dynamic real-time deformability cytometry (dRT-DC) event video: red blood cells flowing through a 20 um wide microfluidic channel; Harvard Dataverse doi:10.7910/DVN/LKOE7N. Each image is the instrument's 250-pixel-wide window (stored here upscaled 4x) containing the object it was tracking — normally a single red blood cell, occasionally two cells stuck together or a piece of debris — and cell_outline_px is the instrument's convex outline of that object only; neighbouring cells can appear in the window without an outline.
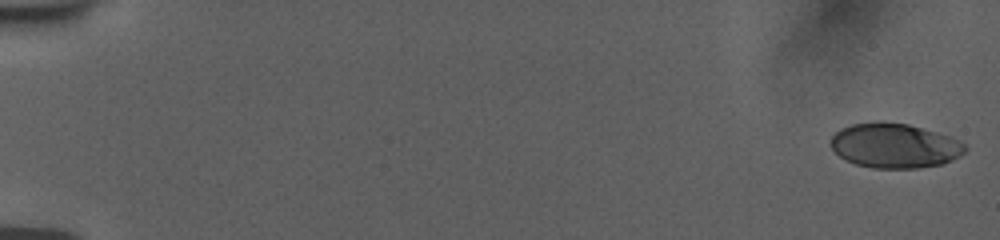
{"species": "human", "species_latin": "Homo sapiens", "temperature_condition": "room temperature", "stored_images_in_passage": 56, "camera_frame_rate_fps": 3000, "um_per_image_px": 0.085, "donor": {"sex": "female"}, "frame": {"image": 1, "passage_image": 1, "time_ms": 0.0, "image_size_px": [1000, 240], "cell_outline_px": [[968, 148], [960, 156], [940, 164], [916, 168], [872, 168], [856, 164], [840, 156], [828, 144], [832, 136], [840, 128], [852, 124], [876, 120], [884, 120], [908, 124], [936, 132], [960, 140]], "centroid_in_image_um": [76.01, 12.36], "position_along_channel_um": 9.0, "area_um2": 35.14}}
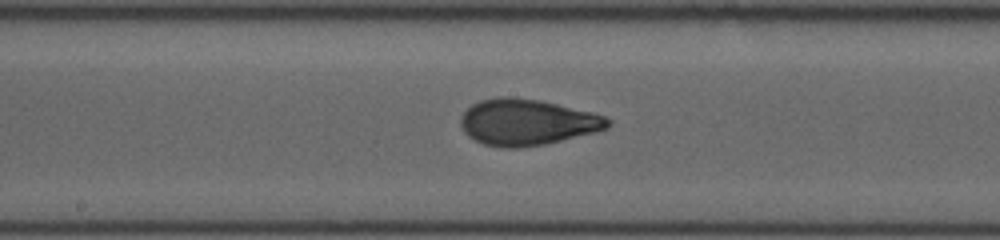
{"frame": {"image": 2, "passage_image": 31, "time_ms": 10.0, "image_size_px": [1000, 240], "cell_outline_px": [[612, 124], [608, 128], [596, 132], [544, 144], [516, 148], [500, 148], [484, 144], [468, 136], [464, 132], [460, 124], [460, 116], [472, 104], [480, 100], [500, 96], [512, 96], [540, 100], [592, 112], [604, 116], [612, 120]], "centroid_in_image_um": [44.8, 10.38], "position_along_channel_um": 203.4, "area_um2": 39.77}}
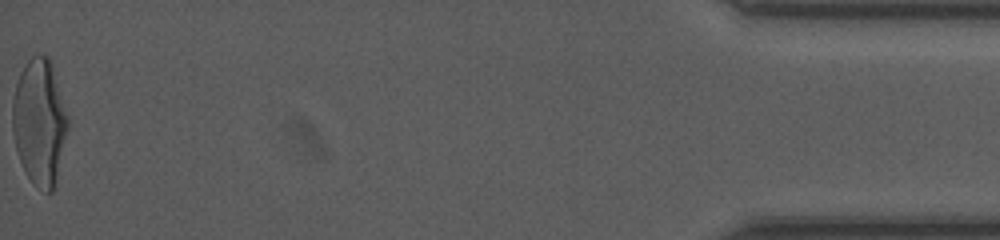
{"frame": {"image": 3, "passage_image": 56, "time_ms": 18.333, "image_size_px": [1000, 240], "cell_outline_px": [[68, 128], [52, 192], [48, 192], [36, 188], [32, 184], [20, 160], [16, 148], [12, 132], [12, 104], [16, 84], [20, 72], [24, 64], [32, 56], [48, 56], [52, 60], [68, 116]], "centroid_in_image_um": [3.35, 10.32], "position_along_channel_um": 431.9, "area_um2": 40.58}, "authors_computed_cell_mechanics": {"area_um2": 37.8879, "velocity_mm_per_s": 3.7909, "shape_relaxation_time_tau1_ms": 4.8173, "shape_relaxation_time_tau2_ms": 0.7088, "deformation_change_tau1": 0.2163, "deformation_change_tau2": 0.0707}}